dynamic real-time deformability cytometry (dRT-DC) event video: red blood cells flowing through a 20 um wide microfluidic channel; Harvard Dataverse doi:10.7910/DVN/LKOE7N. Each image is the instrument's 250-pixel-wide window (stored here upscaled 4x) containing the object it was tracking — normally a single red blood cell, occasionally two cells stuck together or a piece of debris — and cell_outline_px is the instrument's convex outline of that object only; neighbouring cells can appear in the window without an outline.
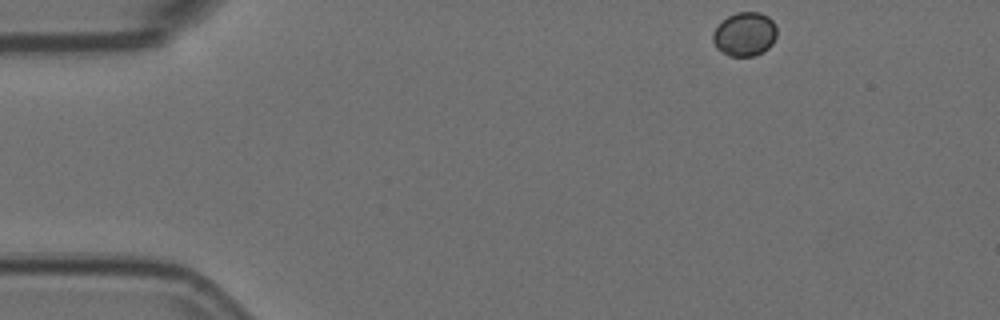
{"species": "Egyptian fruit bat (a non-hibernating species)", "species_latin": "Rousettus aegyptiacus", "temperature_condition": "room temperature", "stored_images_in_passage": 36, "camera_frame_rate_fps": 3000, "um_per_image_px": 0.085, "animal": {"sex": "female"}, "frame": {"image": 1, "passage_image": 1, "time_ms": 0.0, "image_size_px": [1000, 320], "cell_outline_px": [[776, 36], [772, 44], [768, 48], [752, 56], [728, 56], [716, 48], [712, 40], [712, 32], [728, 16], [736, 12], [760, 12], [768, 16], [776, 24]], "centroid_in_image_um": [63.29, 2.9], "position_along_channel_um": 21.7, "area_um2": 16.36}}
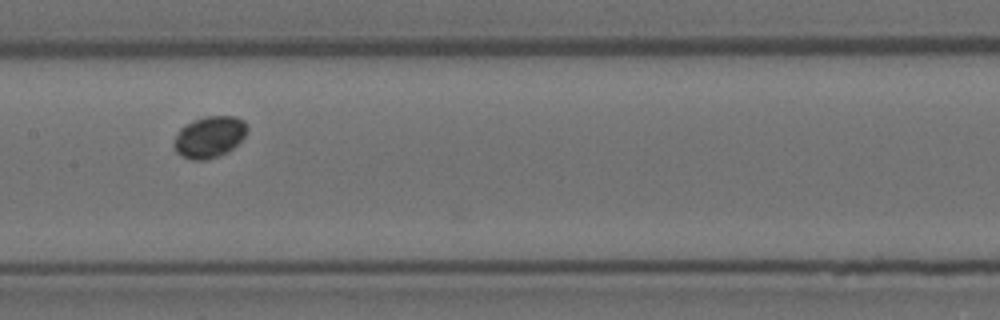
{"frame": {"image": 2, "passage_image": 22, "time_ms": 7.0, "image_size_px": [1000, 320], "cell_outline_px": [[248, 128], [244, 136], [232, 148], [216, 156], [204, 160], [188, 160], [180, 156], [176, 152], [172, 144], [172, 140], [180, 128], [192, 120], [208, 116], [236, 116], [244, 120], [248, 124]], "centroid_in_image_um": [17.75, 11.63], "position_along_channel_um": 189.7, "area_um2": 17.8}}
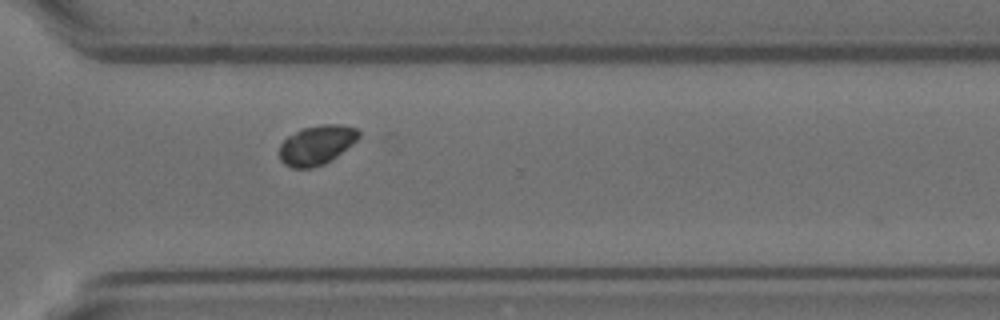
{"frame": {"image": 3, "passage_image": 35, "time_ms": 11.333, "image_size_px": [1000, 320], "cell_outline_px": [[360, 136], [352, 144], [332, 160], [324, 164], [312, 168], [292, 168], [284, 164], [280, 160], [280, 144], [288, 136], [304, 128], [320, 124], [340, 124], [360, 128]], "centroid_in_image_um": [26.94, 12.32], "position_along_channel_um": 343.7, "area_um2": 18.32}}